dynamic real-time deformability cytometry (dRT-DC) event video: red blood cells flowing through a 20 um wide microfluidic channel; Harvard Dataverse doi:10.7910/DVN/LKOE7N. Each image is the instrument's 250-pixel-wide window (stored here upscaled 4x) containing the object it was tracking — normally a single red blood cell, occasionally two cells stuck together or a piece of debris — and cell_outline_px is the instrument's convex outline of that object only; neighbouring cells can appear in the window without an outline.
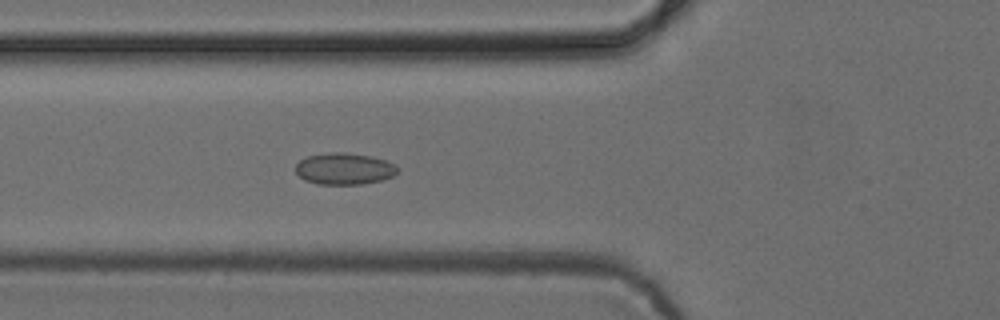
{"species": "common noctule bat (a hibernating species)", "species_latin": "Nyctalus noctula", "temperature_condition": "cold", "stored_images_in_passage": 14, "camera_frame_rate_fps": 3000, "um_per_image_px": 0.085, "animal": {"sex": "female", "body_mass_g": 24.6, "forearm_length_mm": 56.2}, "frame": {"image": 1, "passage_image": 8, "time_ms": 2.333, "image_size_px": [1000, 320], "cell_outline_px": [[400, 172], [384, 180], [360, 184], [316, 184], [304, 180], [296, 172], [296, 164], [300, 160], [308, 156], [332, 152], [344, 152], [372, 156], [396, 164], [400, 168]], "centroid_in_image_um": [29.31, 14.35], "position_along_channel_um": 96.5, "area_um2": 18.96}}